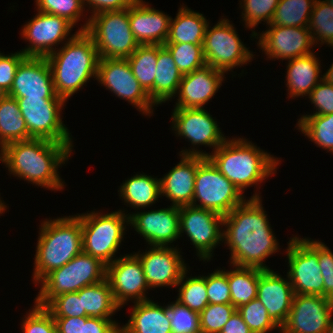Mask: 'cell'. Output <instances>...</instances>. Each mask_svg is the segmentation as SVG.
<instances>
[{"mask_svg":"<svg viewBox=\"0 0 333 333\" xmlns=\"http://www.w3.org/2000/svg\"><path fill=\"white\" fill-rule=\"evenodd\" d=\"M333 7V0H325Z\"/></svg>","mask_w":333,"mask_h":333,"instance_id":"obj_60","label":"cell"},{"mask_svg":"<svg viewBox=\"0 0 333 333\" xmlns=\"http://www.w3.org/2000/svg\"><path fill=\"white\" fill-rule=\"evenodd\" d=\"M170 20L171 16L144 0H137L129 7L131 31L139 45H164L169 35Z\"/></svg>","mask_w":333,"mask_h":333,"instance_id":"obj_25","label":"cell"},{"mask_svg":"<svg viewBox=\"0 0 333 333\" xmlns=\"http://www.w3.org/2000/svg\"><path fill=\"white\" fill-rule=\"evenodd\" d=\"M180 162L160 178L161 197L170 205L181 207L192 204L195 176L198 165L205 159L201 156L179 155Z\"/></svg>","mask_w":333,"mask_h":333,"instance_id":"obj_26","label":"cell"},{"mask_svg":"<svg viewBox=\"0 0 333 333\" xmlns=\"http://www.w3.org/2000/svg\"><path fill=\"white\" fill-rule=\"evenodd\" d=\"M36 11L64 17L74 26L85 17L83 0H34ZM82 17V19H81Z\"/></svg>","mask_w":333,"mask_h":333,"instance_id":"obj_43","label":"cell"},{"mask_svg":"<svg viewBox=\"0 0 333 333\" xmlns=\"http://www.w3.org/2000/svg\"><path fill=\"white\" fill-rule=\"evenodd\" d=\"M135 212L127 214L129 225L144 237L148 246H174L172 243L180 239L179 207L171 205L157 210Z\"/></svg>","mask_w":333,"mask_h":333,"instance_id":"obj_21","label":"cell"},{"mask_svg":"<svg viewBox=\"0 0 333 333\" xmlns=\"http://www.w3.org/2000/svg\"><path fill=\"white\" fill-rule=\"evenodd\" d=\"M34 257V285L83 251L81 219L77 215L46 218L39 225Z\"/></svg>","mask_w":333,"mask_h":333,"instance_id":"obj_5","label":"cell"},{"mask_svg":"<svg viewBox=\"0 0 333 333\" xmlns=\"http://www.w3.org/2000/svg\"><path fill=\"white\" fill-rule=\"evenodd\" d=\"M158 45H139L127 58L134 77L154 102V80L157 67Z\"/></svg>","mask_w":333,"mask_h":333,"instance_id":"obj_35","label":"cell"},{"mask_svg":"<svg viewBox=\"0 0 333 333\" xmlns=\"http://www.w3.org/2000/svg\"><path fill=\"white\" fill-rule=\"evenodd\" d=\"M318 261L324 280V297L333 301V252L318 240Z\"/></svg>","mask_w":333,"mask_h":333,"instance_id":"obj_51","label":"cell"},{"mask_svg":"<svg viewBox=\"0 0 333 333\" xmlns=\"http://www.w3.org/2000/svg\"><path fill=\"white\" fill-rule=\"evenodd\" d=\"M182 76L169 50L164 45H158L154 80V103L157 106L174 99Z\"/></svg>","mask_w":333,"mask_h":333,"instance_id":"obj_31","label":"cell"},{"mask_svg":"<svg viewBox=\"0 0 333 333\" xmlns=\"http://www.w3.org/2000/svg\"><path fill=\"white\" fill-rule=\"evenodd\" d=\"M22 319L23 333H58L52 314L36 303Z\"/></svg>","mask_w":333,"mask_h":333,"instance_id":"obj_46","label":"cell"},{"mask_svg":"<svg viewBox=\"0 0 333 333\" xmlns=\"http://www.w3.org/2000/svg\"><path fill=\"white\" fill-rule=\"evenodd\" d=\"M236 310L232 304H208L200 313L201 333H220Z\"/></svg>","mask_w":333,"mask_h":333,"instance_id":"obj_45","label":"cell"},{"mask_svg":"<svg viewBox=\"0 0 333 333\" xmlns=\"http://www.w3.org/2000/svg\"><path fill=\"white\" fill-rule=\"evenodd\" d=\"M45 308L52 314L53 318L88 317L86 312L82 311L79 291L60 294L53 298Z\"/></svg>","mask_w":333,"mask_h":333,"instance_id":"obj_47","label":"cell"},{"mask_svg":"<svg viewBox=\"0 0 333 333\" xmlns=\"http://www.w3.org/2000/svg\"><path fill=\"white\" fill-rule=\"evenodd\" d=\"M28 140V129L16 98L0 95V149L9 143Z\"/></svg>","mask_w":333,"mask_h":333,"instance_id":"obj_33","label":"cell"},{"mask_svg":"<svg viewBox=\"0 0 333 333\" xmlns=\"http://www.w3.org/2000/svg\"><path fill=\"white\" fill-rule=\"evenodd\" d=\"M294 295L287 274L284 278L277 271L259 268L257 299L264 305L268 315L279 327L288 318Z\"/></svg>","mask_w":333,"mask_h":333,"instance_id":"obj_24","label":"cell"},{"mask_svg":"<svg viewBox=\"0 0 333 333\" xmlns=\"http://www.w3.org/2000/svg\"><path fill=\"white\" fill-rule=\"evenodd\" d=\"M233 266L227 270L231 304L238 309L257 298L259 268Z\"/></svg>","mask_w":333,"mask_h":333,"instance_id":"obj_34","label":"cell"},{"mask_svg":"<svg viewBox=\"0 0 333 333\" xmlns=\"http://www.w3.org/2000/svg\"><path fill=\"white\" fill-rule=\"evenodd\" d=\"M75 26L64 17L37 11L36 15L21 29V37L28 43L20 50L26 57H47L61 44L71 39ZM70 35V36H69Z\"/></svg>","mask_w":333,"mask_h":333,"instance_id":"obj_16","label":"cell"},{"mask_svg":"<svg viewBox=\"0 0 333 333\" xmlns=\"http://www.w3.org/2000/svg\"><path fill=\"white\" fill-rule=\"evenodd\" d=\"M254 144L243 137H228L207 157L242 194L248 187L259 189L265 179L276 174L281 163V158Z\"/></svg>","mask_w":333,"mask_h":333,"instance_id":"obj_3","label":"cell"},{"mask_svg":"<svg viewBox=\"0 0 333 333\" xmlns=\"http://www.w3.org/2000/svg\"><path fill=\"white\" fill-rule=\"evenodd\" d=\"M245 200V195L208 158L198 165L192 206L225 216Z\"/></svg>","mask_w":333,"mask_h":333,"instance_id":"obj_11","label":"cell"},{"mask_svg":"<svg viewBox=\"0 0 333 333\" xmlns=\"http://www.w3.org/2000/svg\"><path fill=\"white\" fill-rule=\"evenodd\" d=\"M106 278L111 286L113 298L122 309L129 301L133 303L149 300L150 290L139 258L124 254L107 265Z\"/></svg>","mask_w":333,"mask_h":333,"instance_id":"obj_17","label":"cell"},{"mask_svg":"<svg viewBox=\"0 0 333 333\" xmlns=\"http://www.w3.org/2000/svg\"><path fill=\"white\" fill-rule=\"evenodd\" d=\"M6 209H8L7 206H6V203L4 202V200H1V197H0V216H2L4 214Z\"/></svg>","mask_w":333,"mask_h":333,"instance_id":"obj_57","label":"cell"},{"mask_svg":"<svg viewBox=\"0 0 333 333\" xmlns=\"http://www.w3.org/2000/svg\"><path fill=\"white\" fill-rule=\"evenodd\" d=\"M220 333H252L249 326L243 321L241 314L236 310Z\"/></svg>","mask_w":333,"mask_h":333,"instance_id":"obj_55","label":"cell"},{"mask_svg":"<svg viewBox=\"0 0 333 333\" xmlns=\"http://www.w3.org/2000/svg\"><path fill=\"white\" fill-rule=\"evenodd\" d=\"M11 97L61 98L54 89L46 57H26L18 66L10 92Z\"/></svg>","mask_w":333,"mask_h":333,"instance_id":"obj_22","label":"cell"},{"mask_svg":"<svg viewBox=\"0 0 333 333\" xmlns=\"http://www.w3.org/2000/svg\"><path fill=\"white\" fill-rule=\"evenodd\" d=\"M187 273H190L188 269L183 273L176 286V288H178L177 291L179 292L176 301L200 314L209 304L206 288V275L187 276L189 275Z\"/></svg>","mask_w":333,"mask_h":333,"instance_id":"obj_38","label":"cell"},{"mask_svg":"<svg viewBox=\"0 0 333 333\" xmlns=\"http://www.w3.org/2000/svg\"><path fill=\"white\" fill-rule=\"evenodd\" d=\"M2 151V164L8 168L9 175L51 191L65 187L58 169L72 156L73 148L69 144L31 138L9 143Z\"/></svg>","mask_w":333,"mask_h":333,"instance_id":"obj_2","label":"cell"},{"mask_svg":"<svg viewBox=\"0 0 333 333\" xmlns=\"http://www.w3.org/2000/svg\"><path fill=\"white\" fill-rule=\"evenodd\" d=\"M222 17L213 27L208 24L202 48L206 65L228 74L233 68L252 62L254 54L242 42L231 21Z\"/></svg>","mask_w":333,"mask_h":333,"instance_id":"obj_10","label":"cell"},{"mask_svg":"<svg viewBox=\"0 0 333 333\" xmlns=\"http://www.w3.org/2000/svg\"><path fill=\"white\" fill-rule=\"evenodd\" d=\"M126 210L76 214L81 219L83 252L108 265L114 262L129 226ZM116 257V258H115Z\"/></svg>","mask_w":333,"mask_h":333,"instance_id":"obj_7","label":"cell"},{"mask_svg":"<svg viewBox=\"0 0 333 333\" xmlns=\"http://www.w3.org/2000/svg\"><path fill=\"white\" fill-rule=\"evenodd\" d=\"M182 75L206 65L202 45L192 43H165Z\"/></svg>","mask_w":333,"mask_h":333,"instance_id":"obj_41","label":"cell"},{"mask_svg":"<svg viewBox=\"0 0 333 333\" xmlns=\"http://www.w3.org/2000/svg\"><path fill=\"white\" fill-rule=\"evenodd\" d=\"M205 108H174L171 115V128L177 137L187 139L193 146L182 149L179 155H192L207 158L209 153L198 150L199 146L213 148V153L227 139L219 123ZM227 137V138H226ZM196 147V148H195Z\"/></svg>","mask_w":333,"mask_h":333,"instance_id":"obj_12","label":"cell"},{"mask_svg":"<svg viewBox=\"0 0 333 333\" xmlns=\"http://www.w3.org/2000/svg\"><path fill=\"white\" fill-rule=\"evenodd\" d=\"M118 192L127 207H132L136 211L149 209L161 198L160 178L146 175L144 172L137 173L125 180Z\"/></svg>","mask_w":333,"mask_h":333,"instance_id":"obj_29","label":"cell"},{"mask_svg":"<svg viewBox=\"0 0 333 333\" xmlns=\"http://www.w3.org/2000/svg\"><path fill=\"white\" fill-rule=\"evenodd\" d=\"M16 98L20 112L28 129V139H45L52 142L69 144L72 148L73 137L62 121V110L66 106L63 98Z\"/></svg>","mask_w":333,"mask_h":333,"instance_id":"obj_9","label":"cell"},{"mask_svg":"<svg viewBox=\"0 0 333 333\" xmlns=\"http://www.w3.org/2000/svg\"><path fill=\"white\" fill-rule=\"evenodd\" d=\"M132 306L129 320L120 326L121 333H172L168 304L162 306L150 298Z\"/></svg>","mask_w":333,"mask_h":333,"instance_id":"obj_28","label":"cell"},{"mask_svg":"<svg viewBox=\"0 0 333 333\" xmlns=\"http://www.w3.org/2000/svg\"><path fill=\"white\" fill-rule=\"evenodd\" d=\"M85 19L78 30L86 31L92 37L100 59H127L139 46L131 31L129 7L101 12Z\"/></svg>","mask_w":333,"mask_h":333,"instance_id":"obj_8","label":"cell"},{"mask_svg":"<svg viewBox=\"0 0 333 333\" xmlns=\"http://www.w3.org/2000/svg\"><path fill=\"white\" fill-rule=\"evenodd\" d=\"M266 28L256 34V44L267 59L290 60L314 52L315 45L307 27L268 25Z\"/></svg>","mask_w":333,"mask_h":333,"instance_id":"obj_18","label":"cell"},{"mask_svg":"<svg viewBox=\"0 0 333 333\" xmlns=\"http://www.w3.org/2000/svg\"><path fill=\"white\" fill-rule=\"evenodd\" d=\"M137 0H83L85 12L90 11L91 15L105 11L124 10L133 5ZM92 11V12H91Z\"/></svg>","mask_w":333,"mask_h":333,"instance_id":"obj_52","label":"cell"},{"mask_svg":"<svg viewBox=\"0 0 333 333\" xmlns=\"http://www.w3.org/2000/svg\"><path fill=\"white\" fill-rule=\"evenodd\" d=\"M333 301L316 295L295 294L280 333H327Z\"/></svg>","mask_w":333,"mask_h":333,"instance_id":"obj_20","label":"cell"},{"mask_svg":"<svg viewBox=\"0 0 333 333\" xmlns=\"http://www.w3.org/2000/svg\"><path fill=\"white\" fill-rule=\"evenodd\" d=\"M255 191L224 216L223 242L230 250V266L265 270L270 269L265 261L279 252L280 245L264 211L260 191Z\"/></svg>","mask_w":333,"mask_h":333,"instance_id":"obj_1","label":"cell"},{"mask_svg":"<svg viewBox=\"0 0 333 333\" xmlns=\"http://www.w3.org/2000/svg\"><path fill=\"white\" fill-rule=\"evenodd\" d=\"M297 130L317 147L333 153V114L301 116L297 119Z\"/></svg>","mask_w":333,"mask_h":333,"instance_id":"obj_36","label":"cell"},{"mask_svg":"<svg viewBox=\"0 0 333 333\" xmlns=\"http://www.w3.org/2000/svg\"><path fill=\"white\" fill-rule=\"evenodd\" d=\"M223 220L224 216L210 210L192 205L179 207L180 237L187 235L200 261H210L215 248L223 243Z\"/></svg>","mask_w":333,"mask_h":333,"instance_id":"obj_15","label":"cell"},{"mask_svg":"<svg viewBox=\"0 0 333 333\" xmlns=\"http://www.w3.org/2000/svg\"><path fill=\"white\" fill-rule=\"evenodd\" d=\"M315 0H279L269 25L308 27Z\"/></svg>","mask_w":333,"mask_h":333,"instance_id":"obj_37","label":"cell"},{"mask_svg":"<svg viewBox=\"0 0 333 333\" xmlns=\"http://www.w3.org/2000/svg\"><path fill=\"white\" fill-rule=\"evenodd\" d=\"M148 249L143 253L139 250L134 254L141 262L151 290L156 287H176L183 273L187 269L190 271L185 259L182 258V251L177 246H149Z\"/></svg>","mask_w":333,"mask_h":333,"instance_id":"obj_19","label":"cell"},{"mask_svg":"<svg viewBox=\"0 0 333 333\" xmlns=\"http://www.w3.org/2000/svg\"><path fill=\"white\" fill-rule=\"evenodd\" d=\"M323 78L328 81L329 83L333 84V63L331 64L330 68L323 74Z\"/></svg>","mask_w":333,"mask_h":333,"instance_id":"obj_56","label":"cell"},{"mask_svg":"<svg viewBox=\"0 0 333 333\" xmlns=\"http://www.w3.org/2000/svg\"><path fill=\"white\" fill-rule=\"evenodd\" d=\"M172 333H201L200 314L173 301L168 304Z\"/></svg>","mask_w":333,"mask_h":333,"instance_id":"obj_44","label":"cell"},{"mask_svg":"<svg viewBox=\"0 0 333 333\" xmlns=\"http://www.w3.org/2000/svg\"><path fill=\"white\" fill-rule=\"evenodd\" d=\"M239 2V7L241 10L243 9L240 15L242 16L241 21L244 22L245 28L254 29H251L250 37L256 39L255 27L262 21L266 23V26L271 23L279 0H240Z\"/></svg>","mask_w":333,"mask_h":333,"instance_id":"obj_40","label":"cell"},{"mask_svg":"<svg viewBox=\"0 0 333 333\" xmlns=\"http://www.w3.org/2000/svg\"><path fill=\"white\" fill-rule=\"evenodd\" d=\"M0 161H1V163L3 161V151H2V149H0Z\"/></svg>","mask_w":333,"mask_h":333,"instance_id":"obj_59","label":"cell"},{"mask_svg":"<svg viewBox=\"0 0 333 333\" xmlns=\"http://www.w3.org/2000/svg\"><path fill=\"white\" fill-rule=\"evenodd\" d=\"M225 73L211 66L184 74L179 84L174 108H204L225 81Z\"/></svg>","mask_w":333,"mask_h":333,"instance_id":"obj_23","label":"cell"},{"mask_svg":"<svg viewBox=\"0 0 333 333\" xmlns=\"http://www.w3.org/2000/svg\"><path fill=\"white\" fill-rule=\"evenodd\" d=\"M314 109L313 114L309 115H328L333 114V84L326 81L324 78L316 85L308 96Z\"/></svg>","mask_w":333,"mask_h":333,"instance_id":"obj_49","label":"cell"},{"mask_svg":"<svg viewBox=\"0 0 333 333\" xmlns=\"http://www.w3.org/2000/svg\"><path fill=\"white\" fill-rule=\"evenodd\" d=\"M25 58L21 51L0 55V95L10 92L17 68Z\"/></svg>","mask_w":333,"mask_h":333,"instance_id":"obj_50","label":"cell"},{"mask_svg":"<svg viewBox=\"0 0 333 333\" xmlns=\"http://www.w3.org/2000/svg\"><path fill=\"white\" fill-rule=\"evenodd\" d=\"M290 237L287 252L290 283L295 294L316 295L324 297V280L318 261V240Z\"/></svg>","mask_w":333,"mask_h":333,"instance_id":"obj_13","label":"cell"},{"mask_svg":"<svg viewBox=\"0 0 333 333\" xmlns=\"http://www.w3.org/2000/svg\"><path fill=\"white\" fill-rule=\"evenodd\" d=\"M210 24L204 14L181 5L173 19L171 17L166 43H192L202 45L206 28Z\"/></svg>","mask_w":333,"mask_h":333,"instance_id":"obj_30","label":"cell"},{"mask_svg":"<svg viewBox=\"0 0 333 333\" xmlns=\"http://www.w3.org/2000/svg\"><path fill=\"white\" fill-rule=\"evenodd\" d=\"M79 299H81L82 311H85L88 317L112 319L111 317L121 310L113 298L107 278L80 289Z\"/></svg>","mask_w":333,"mask_h":333,"instance_id":"obj_32","label":"cell"},{"mask_svg":"<svg viewBox=\"0 0 333 333\" xmlns=\"http://www.w3.org/2000/svg\"><path fill=\"white\" fill-rule=\"evenodd\" d=\"M107 265L83 251L60 268L46 274L38 283L40 290L34 303L45 307L63 293L77 292L85 286L106 279Z\"/></svg>","mask_w":333,"mask_h":333,"instance_id":"obj_6","label":"cell"},{"mask_svg":"<svg viewBox=\"0 0 333 333\" xmlns=\"http://www.w3.org/2000/svg\"><path fill=\"white\" fill-rule=\"evenodd\" d=\"M56 94L68 101L97 78L98 50L86 31H78L71 39L46 57Z\"/></svg>","mask_w":333,"mask_h":333,"instance_id":"obj_4","label":"cell"},{"mask_svg":"<svg viewBox=\"0 0 333 333\" xmlns=\"http://www.w3.org/2000/svg\"><path fill=\"white\" fill-rule=\"evenodd\" d=\"M307 28L315 46L326 44L333 48V7L327 1L315 0Z\"/></svg>","mask_w":333,"mask_h":333,"instance_id":"obj_39","label":"cell"},{"mask_svg":"<svg viewBox=\"0 0 333 333\" xmlns=\"http://www.w3.org/2000/svg\"><path fill=\"white\" fill-rule=\"evenodd\" d=\"M327 333H333V313L331 315V318H330V321H329V324H328Z\"/></svg>","mask_w":333,"mask_h":333,"instance_id":"obj_58","label":"cell"},{"mask_svg":"<svg viewBox=\"0 0 333 333\" xmlns=\"http://www.w3.org/2000/svg\"><path fill=\"white\" fill-rule=\"evenodd\" d=\"M237 311L252 333H269L273 330L280 333V327L271 319L267 309L257 298L239 307Z\"/></svg>","mask_w":333,"mask_h":333,"instance_id":"obj_42","label":"cell"},{"mask_svg":"<svg viewBox=\"0 0 333 333\" xmlns=\"http://www.w3.org/2000/svg\"><path fill=\"white\" fill-rule=\"evenodd\" d=\"M89 317L54 318L58 333H82L83 324Z\"/></svg>","mask_w":333,"mask_h":333,"instance_id":"obj_54","label":"cell"},{"mask_svg":"<svg viewBox=\"0 0 333 333\" xmlns=\"http://www.w3.org/2000/svg\"><path fill=\"white\" fill-rule=\"evenodd\" d=\"M209 304H231L227 270L216 269L206 276Z\"/></svg>","mask_w":333,"mask_h":333,"instance_id":"obj_48","label":"cell"},{"mask_svg":"<svg viewBox=\"0 0 333 333\" xmlns=\"http://www.w3.org/2000/svg\"><path fill=\"white\" fill-rule=\"evenodd\" d=\"M315 53L287 60L285 84L288 99L309 96L311 91L323 79V75L320 74L322 73L321 61Z\"/></svg>","mask_w":333,"mask_h":333,"instance_id":"obj_27","label":"cell"},{"mask_svg":"<svg viewBox=\"0 0 333 333\" xmlns=\"http://www.w3.org/2000/svg\"><path fill=\"white\" fill-rule=\"evenodd\" d=\"M96 80L116 97L133 105L144 116L150 118L154 114L153 107H158L134 77L127 59H100Z\"/></svg>","mask_w":333,"mask_h":333,"instance_id":"obj_14","label":"cell"},{"mask_svg":"<svg viewBox=\"0 0 333 333\" xmlns=\"http://www.w3.org/2000/svg\"><path fill=\"white\" fill-rule=\"evenodd\" d=\"M113 319L89 317L83 324L82 333H121L120 324Z\"/></svg>","mask_w":333,"mask_h":333,"instance_id":"obj_53","label":"cell"}]
</instances>
